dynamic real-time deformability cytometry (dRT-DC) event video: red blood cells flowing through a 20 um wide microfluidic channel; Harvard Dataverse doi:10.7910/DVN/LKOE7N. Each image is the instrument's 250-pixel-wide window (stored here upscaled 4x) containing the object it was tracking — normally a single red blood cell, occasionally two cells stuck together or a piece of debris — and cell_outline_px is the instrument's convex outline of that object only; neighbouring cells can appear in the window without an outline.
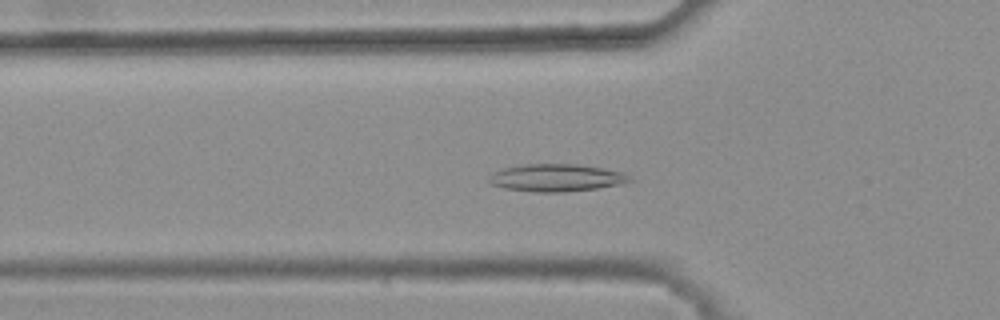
{"species": "common noctule bat (a hibernating species)", "species_latin": "Nyctalus noctula", "temperature_condition": "warm", "stored_images_in_passage": 44, "camera_frame_rate_fps": 3000, "um_per_image_px": 0.085, "animal": {"sex": "female", "body_mass_g": 25.1}, "frame": {"image": 1, "passage_image": 17, "time_ms": 5.333, "image_size_px": [1000, 320], "cell_outline_px": [[636, 180], [624, 184], [596, 188], [564, 192], [532, 192], [504, 188], [488, 184], [488, 180], [492, 172], [504, 168], [524, 164], [580, 164], [604, 168], [624, 172]], "centroid_in_image_um": [47.32, 15.11], "position_along_channel_um": 78.5, "area_um2": 22.89}}
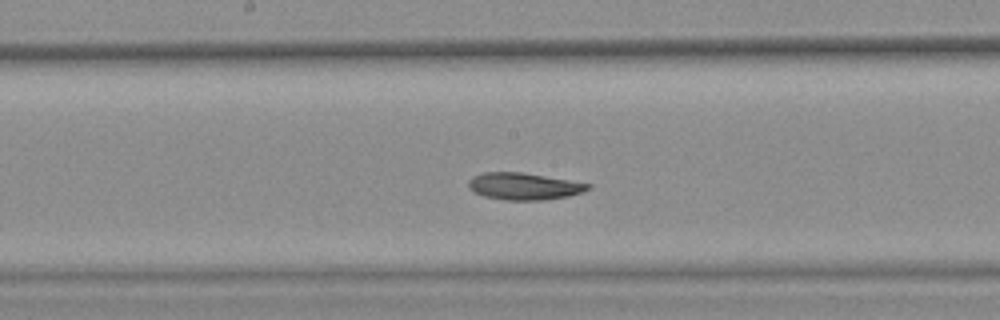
{"frame": {"image": 2, "passage_image": 27, "time_ms": 8.667, "image_size_px": [1000, 320], "cell_outline_px": [[592, 188], [568, 196], [544, 200], [504, 200], [484, 196], [472, 192], [468, 188], [468, 180], [472, 176], [484, 172], [520, 172], [592, 184]], "centroid_in_image_um": [44.48, 15.84], "position_along_channel_um": 203.7, "area_um2": 18.79}}
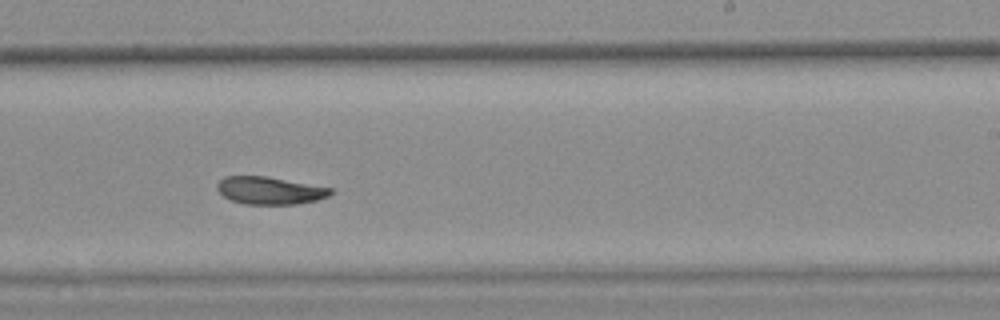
{"frame": {"image": 3, "passage_image": 32, "time_ms": 10.333, "image_size_px": [1000, 320], "cell_outline_px": [[336, 192], [328, 196], [316, 200], [296, 204], [244, 204], [232, 200], [224, 196], [216, 188], [216, 184], [224, 176], [268, 176], [332, 188]], "centroid_in_image_um": [22.95, 16.18], "position_along_channel_um": 266.1, "area_um2": 18.26}, "authors_computed_cell_mechanics": {"area_um2": 19.5942, "velocity_mm_per_s": 3.756, "shape_relaxation_time_tau1_ms": null, "shape_relaxation_time_tau2_ms": 4.1992, "deformation_change_tau1": null, "deformation_change_tau2": 0.0783}}